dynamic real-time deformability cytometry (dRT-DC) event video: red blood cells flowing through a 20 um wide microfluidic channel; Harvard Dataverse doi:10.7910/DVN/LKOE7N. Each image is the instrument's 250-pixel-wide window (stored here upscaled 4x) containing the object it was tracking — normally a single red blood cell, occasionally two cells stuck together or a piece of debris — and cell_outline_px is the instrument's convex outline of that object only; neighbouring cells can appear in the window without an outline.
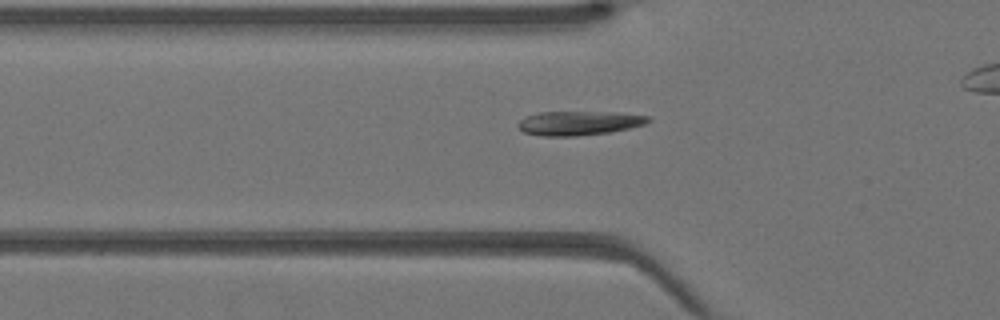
{"species": "Egyptian fruit bat (a non-hibernating species)", "species_latin": "Rousettus aegyptiacus", "temperature_condition": "warm", "stored_images_in_passage": 28, "camera_frame_rate_fps": 3000, "um_per_image_px": 0.085, "animal": {"sex": "female"}, "frame": {"image": 1, "passage_image": 5, "time_ms": 1.333, "image_size_px": [1000, 320], "cell_outline_px": [[652, 120], [644, 124], [612, 132], [576, 136], [540, 136], [524, 132], [516, 124], [524, 116], [536, 112], [616, 112], [652, 116]], "centroid_in_image_um": [49.21, 10.45], "position_along_channel_um": 76.6, "area_um2": 18.55}}
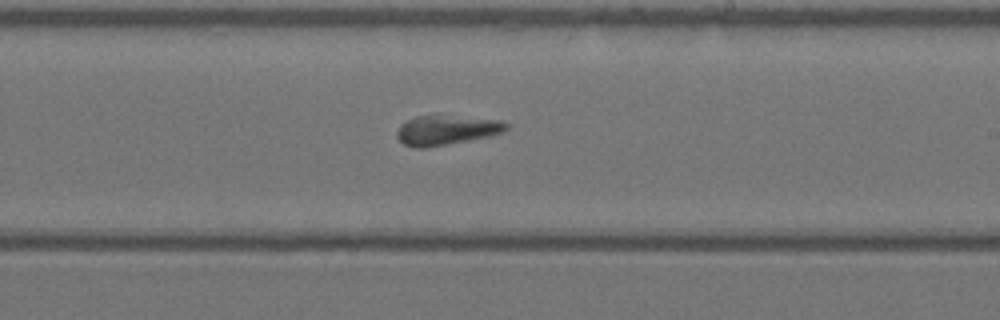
{"frame": {"image": 2, "passage_image": 16, "time_ms": 5.0, "image_size_px": [1000, 320], "cell_outline_px": [[508, 128], [504, 132], [492, 136], [424, 148], [412, 148], [404, 144], [396, 136], [396, 132], [400, 124], [416, 116], [436, 116], [500, 120], [508, 124]], "centroid_in_image_um": [37.92, 11.09], "position_along_channel_um": 251.1, "area_um2": 18.55}}
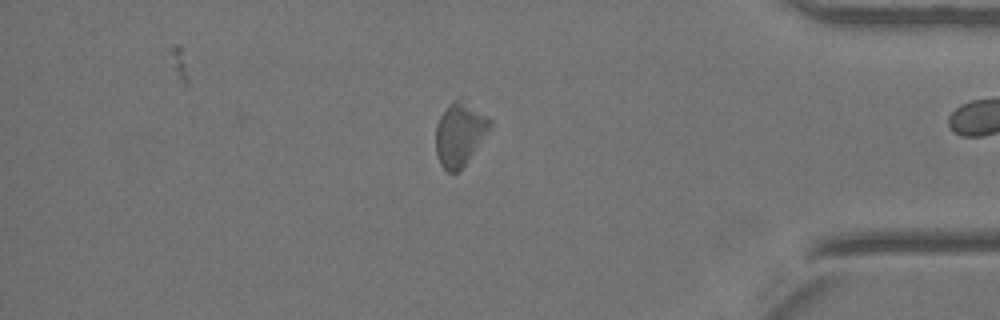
{"frame": {"image": 3, "passage_image": 27, "time_ms": 8.667, "image_size_px": [1000, 320], "cell_outline_px": [[492, 124], [460, 172], [448, 172], [440, 164], [436, 152], [436, 124], [440, 116], [456, 100], [460, 100], [492, 120]], "centroid_in_image_um": [39.05, 11.48], "position_along_channel_um": 396.2, "area_um2": 19.13}}